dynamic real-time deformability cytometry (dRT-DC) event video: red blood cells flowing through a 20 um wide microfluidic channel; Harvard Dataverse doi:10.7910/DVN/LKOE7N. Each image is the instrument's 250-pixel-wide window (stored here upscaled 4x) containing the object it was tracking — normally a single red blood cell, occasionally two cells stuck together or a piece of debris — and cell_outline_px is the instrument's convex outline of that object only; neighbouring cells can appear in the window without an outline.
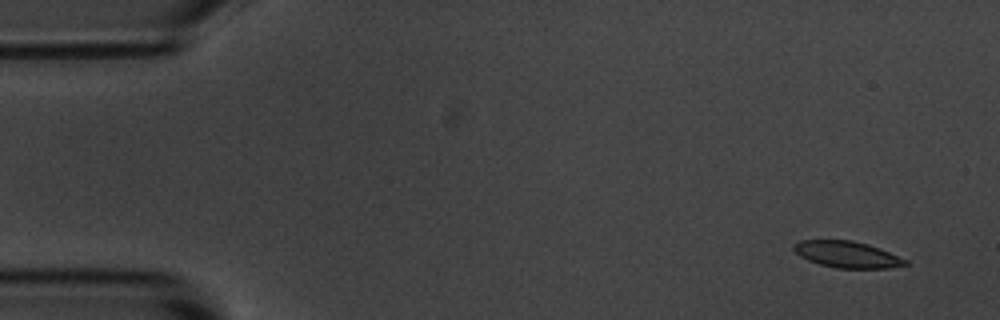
{"species": "common noctule bat (a hibernating species)", "species_latin": "Nyctalus noctula", "temperature_condition": "room temperature", "stored_images_in_passage": 6, "camera_frame_rate_fps": 3000, "um_per_image_px": 0.085, "animal": {"sex": "male", "body_mass_g": 20.1, "forearm_length_mm": 53.5}, "frame": {"image": 1, "passage_image": 1, "time_ms": 0.0, "image_size_px": [1000, 320], "cell_outline_px": [[908, 264], [888, 268], [836, 268], [820, 264], [808, 260], [800, 256], [792, 248], [792, 244], [800, 240], [852, 240], [868, 244], [880, 248], [908, 260]], "centroid_in_image_um": [71.99, 21.62], "position_along_channel_um": 13.0, "area_um2": 17.22}}
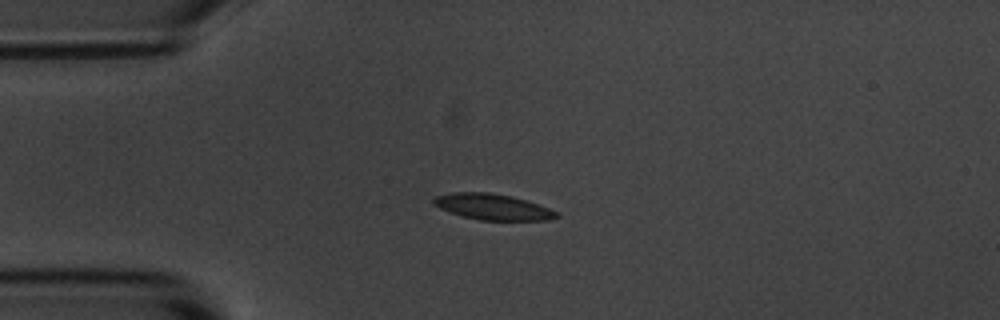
{"frame": {"image": 2, "passage_image": 4, "time_ms": 3.333, "image_size_px": [1000, 320], "cell_outline_px": [[560, 216], [548, 220], [480, 220], [460, 216], [440, 208], [432, 204], [432, 200], [436, 196], [452, 192], [488, 192], [512, 196], [528, 200], [560, 212]], "centroid_in_image_um": [41.9, 17.58], "position_along_channel_um": 43.1, "area_um2": 18.79}}